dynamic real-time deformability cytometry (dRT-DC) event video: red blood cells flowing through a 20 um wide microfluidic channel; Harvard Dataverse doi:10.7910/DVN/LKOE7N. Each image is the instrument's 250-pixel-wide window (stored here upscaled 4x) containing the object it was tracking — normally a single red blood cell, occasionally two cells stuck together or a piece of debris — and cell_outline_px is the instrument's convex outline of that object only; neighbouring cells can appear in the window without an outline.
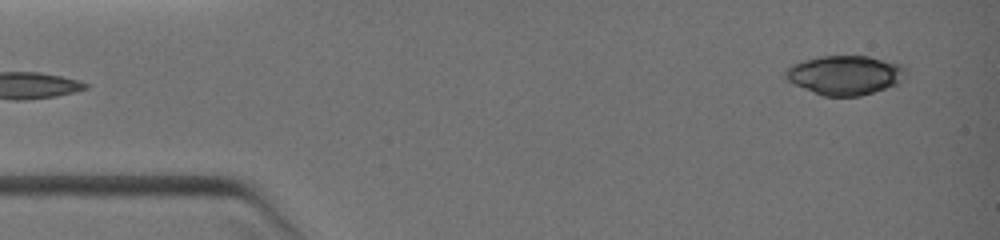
{"species": "common noctule bat (a hibernating species)", "species_latin": "Nyctalus noctula", "temperature_condition": "warm", "stored_images_in_passage": 6, "camera_frame_rate_fps": 3000, "um_per_image_px": 0.085, "animal": {"sex": "female", "body_mass_g": 19.0, "forearm_length_mm": 51.5}, "frame": {"image": 1, "passage_image": 1, "time_ms": 0.0, "image_size_px": [1000, 240], "cell_outline_px": [[908, 76], [904, 80], [896, 84], [860, 96], [824, 96], [804, 88], [788, 80], [784, 76], [784, 72], [792, 64], [804, 60], [820, 56], [868, 56], [900, 64], [904, 68]], "centroid_in_image_um": [71.84, 6.37], "position_along_channel_um": 13.2, "area_um2": 27.34}}